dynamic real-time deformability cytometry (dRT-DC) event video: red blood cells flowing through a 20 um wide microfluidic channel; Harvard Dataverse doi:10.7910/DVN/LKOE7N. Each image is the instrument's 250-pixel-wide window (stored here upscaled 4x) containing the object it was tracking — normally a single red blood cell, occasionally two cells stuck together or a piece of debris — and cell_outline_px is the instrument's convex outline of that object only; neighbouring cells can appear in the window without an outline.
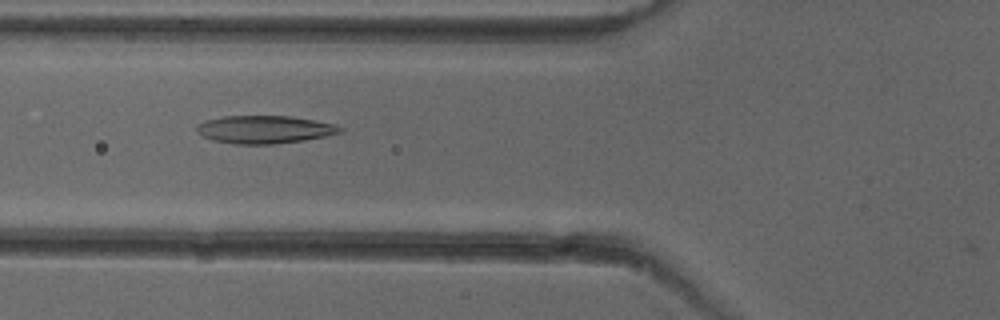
{"species": "common noctule bat (a hibernating species)", "species_latin": "Nyctalus noctula", "temperature_condition": "cold", "stored_images_in_passage": 38, "camera_frame_rate_fps": 3000, "um_per_image_px": 0.085, "animal": {"sex": "female"}, "frame": {"image": 1, "passage_image": 6, "time_ms": 1.667, "image_size_px": [1000, 320], "cell_outline_px": [[344, 132], [304, 140], [272, 144], [236, 144], [212, 140], [196, 132], [196, 128], [204, 120], [224, 116], [292, 116], [336, 124], [344, 128]], "centroid_in_image_um": [22.51, 11.0], "position_along_channel_um": 103.3, "area_um2": 23.29}}
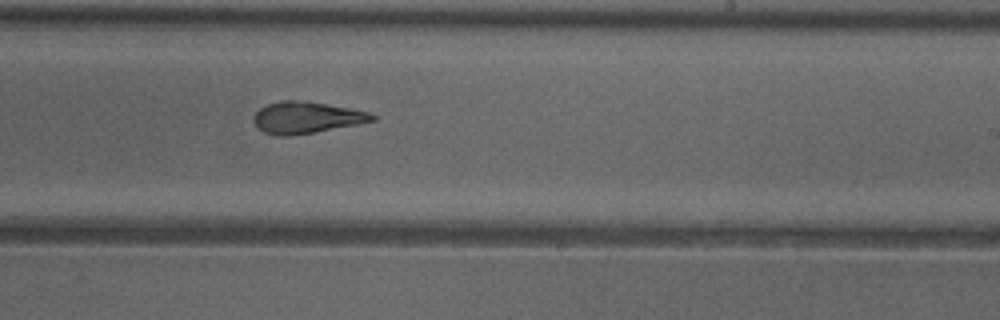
{"frame": {"image": 2, "passage_image": 18, "time_ms": 5.667, "image_size_px": [1000, 320], "cell_outline_px": [[376, 120], [356, 124], [292, 136], [280, 136], [264, 132], [252, 120], [256, 112], [260, 108], [268, 104], [280, 100], [292, 100], [324, 104], [348, 108], [368, 112], [376, 116]], "centroid_in_image_um": [26.01, 10.0], "position_along_channel_um": 263.0, "area_um2": 21.33}}
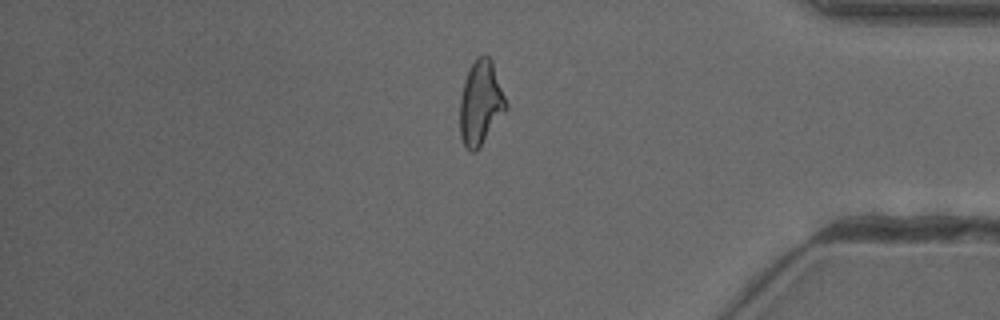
{"frame": {"image": 3, "passage_image": 30, "time_ms": 9.667, "image_size_px": [1000, 320], "cell_outline_px": [[508, 108], [480, 148], [476, 152], [472, 152], [464, 144], [460, 136], [460, 96], [464, 80], [476, 56], [488, 56], [492, 60], [508, 104]], "centroid_in_image_um": [40.87, 8.77], "position_along_channel_um": 394.3, "area_um2": 22.77}, "authors_computed_cell_mechanics": {"area_um2": 22.1085, "velocity_mm_per_s": 3.9844, "shape_relaxation_time_tau1_ms": null, "shape_relaxation_time_tau2_ms": 2.4885, "deformation_change_tau1": null, "deformation_change_tau2": 0.1197}}